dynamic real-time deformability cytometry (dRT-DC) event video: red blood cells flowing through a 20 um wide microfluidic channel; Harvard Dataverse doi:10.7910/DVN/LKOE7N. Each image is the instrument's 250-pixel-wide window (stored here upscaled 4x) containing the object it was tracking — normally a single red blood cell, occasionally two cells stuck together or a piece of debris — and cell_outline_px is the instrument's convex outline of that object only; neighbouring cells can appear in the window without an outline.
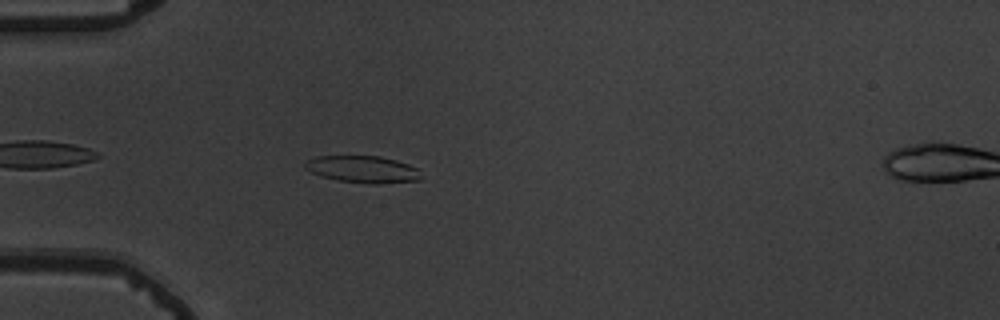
{"species": "common noctule bat (a hibernating species)", "species_latin": "Nyctalus noctula", "temperature_condition": "warm", "stored_images_in_passage": 39, "camera_frame_rate_fps": 3000, "um_per_image_px": 0.085, "animal": {"sex": "male", "body_mass_g": 19.5, "forearm_length_mm": 54.6}, "frame": {"image": 1, "passage_image": 5, "time_ms": 1.333, "image_size_px": [1000, 320], "cell_outline_px": [[420, 180], [380, 184], [372, 184], [340, 180], [320, 176], [304, 168], [304, 164], [308, 160], [316, 156], [380, 156], [396, 160], [408, 164], [416, 168], [420, 176]], "centroid_in_image_um": [30.82, 14.39], "position_along_channel_um": 54.2, "area_um2": 18.09}}
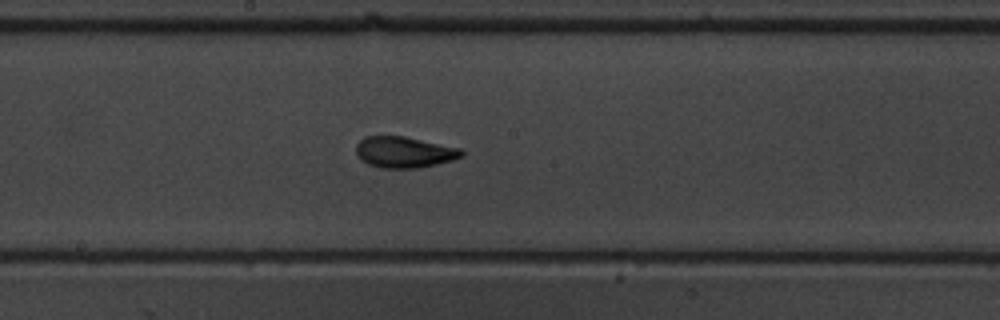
{"frame": {"image": 2, "passage_image": 19, "time_ms": 6.0, "image_size_px": [1000, 320], "cell_outline_px": [[464, 156], [452, 160], [420, 168], [380, 168], [368, 164], [360, 160], [356, 156], [356, 144], [364, 136], [404, 136], [460, 148], [464, 152]], "centroid_in_image_um": [34.33, 12.94], "position_along_channel_um": 213.9, "area_um2": 19.31}}
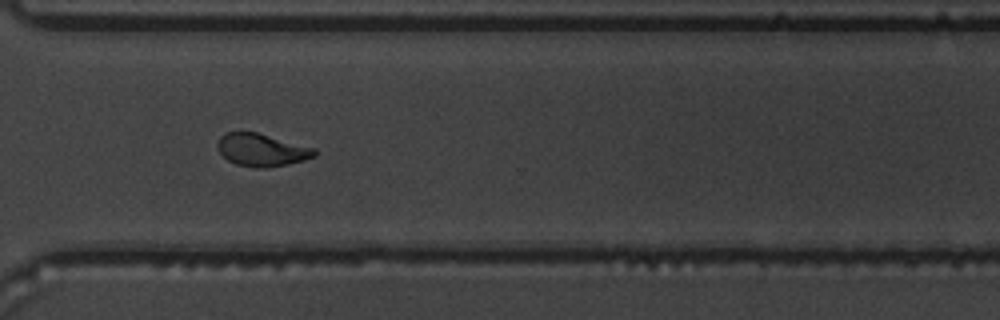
{"frame": {"image": 3, "passage_image": 30, "time_ms": 9.667, "image_size_px": [1000, 320], "cell_outline_px": [[316, 156], [304, 160], [288, 164], [264, 168], [256, 168], [236, 164], [228, 160], [220, 152], [216, 144], [220, 136], [228, 132], [256, 132], [316, 148]], "centroid_in_image_um": [22.26, 12.75], "position_along_channel_um": 348.3, "area_um2": 18.38}, "authors_computed_cell_mechanics": {"area_um2": 18.7272, "velocity_mm_per_s": 3.6763, "shape_relaxation_time_tau1_ms": 3.0853, "shape_relaxation_time_tau2_ms": 1.3438, "deformation_change_tau1": 0.1562, "deformation_change_tau2": 0.0716}}